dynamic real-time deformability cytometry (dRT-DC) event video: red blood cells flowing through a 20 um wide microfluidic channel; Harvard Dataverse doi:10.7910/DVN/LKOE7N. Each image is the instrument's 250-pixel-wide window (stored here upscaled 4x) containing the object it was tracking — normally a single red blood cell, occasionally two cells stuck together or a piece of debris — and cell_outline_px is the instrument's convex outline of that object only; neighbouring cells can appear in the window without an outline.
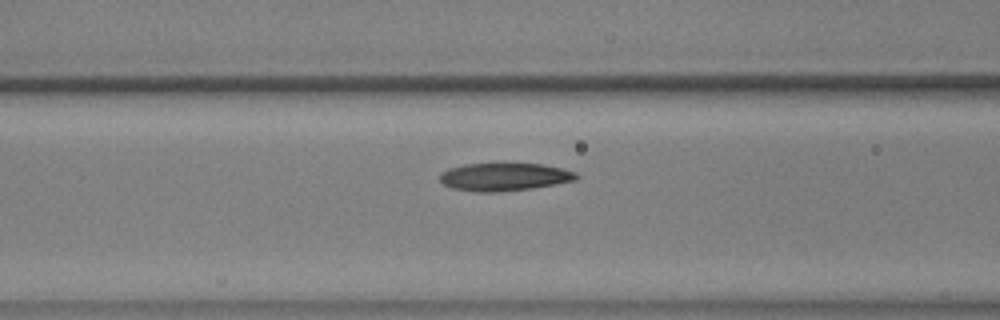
{"species": "common noctule bat (a hibernating species)", "species_latin": "Nyctalus noctula", "temperature_condition": "warm", "stored_images_in_passage": 43, "camera_frame_rate_fps": 3000, "um_per_image_px": 0.085, "animal": {"sex": "male", "body_mass_g": 17.9, "forearm_length_mm": 54.2}, "frame": {"image": 1, "passage_image": 12, "time_ms": 3.667, "image_size_px": [1000, 320], "cell_outline_px": [[580, 176], [576, 180], [556, 184], [532, 188], [500, 192], [476, 192], [452, 188], [444, 184], [440, 180], [440, 172], [448, 168], [464, 164], [540, 164], [560, 168], [576, 172]], "centroid_in_image_um": [42.85, 15.04], "position_along_channel_um": 123.7, "area_um2": 22.14}}
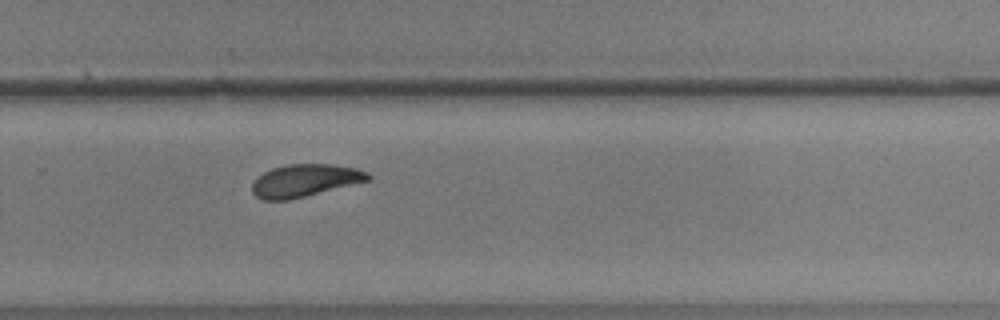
{"frame": {"image": 2, "passage_image": 27, "time_ms": 8.667, "image_size_px": [1000, 320], "cell_outline_px": [[372, 180], [288, 200], [260, 200], [252, 192], [252, 184], [256, 176], [272, 168], [288, 164], [332, 164], [356, 168], [368, 172], [372, 176]], "centroid_in_image_um": [25.92, 15.34], "position_along_channel_um": 303.9, "area_um2": 22.14}}
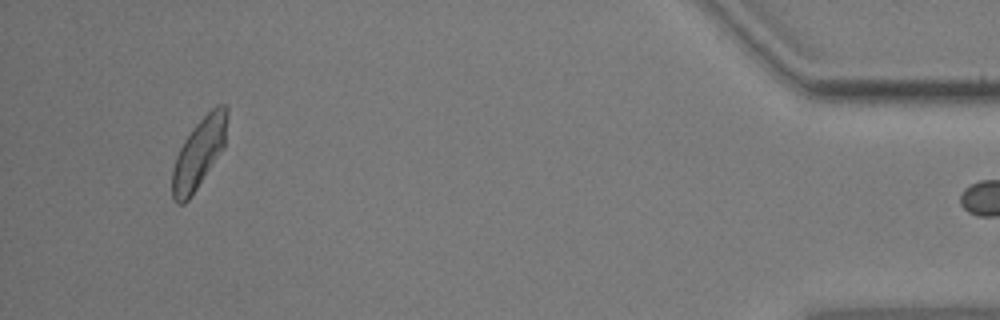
{"frame": {"image": 3, "passage_image": 42, "time_ms": 13.667, "image_size_px": [1000, 320], "cell_outline_px": [[228, 116], [224, 148], [188, 200], [184, 204], [176, 204], [172, 200], [172, 168], [176, 156], [184, 140], [192, 128], [216, 104], [228, 104]], "centroid_in_image_um": [16.91, 13.0], "position_along_channel_um": 418.3, "area_um2": 22.43}}